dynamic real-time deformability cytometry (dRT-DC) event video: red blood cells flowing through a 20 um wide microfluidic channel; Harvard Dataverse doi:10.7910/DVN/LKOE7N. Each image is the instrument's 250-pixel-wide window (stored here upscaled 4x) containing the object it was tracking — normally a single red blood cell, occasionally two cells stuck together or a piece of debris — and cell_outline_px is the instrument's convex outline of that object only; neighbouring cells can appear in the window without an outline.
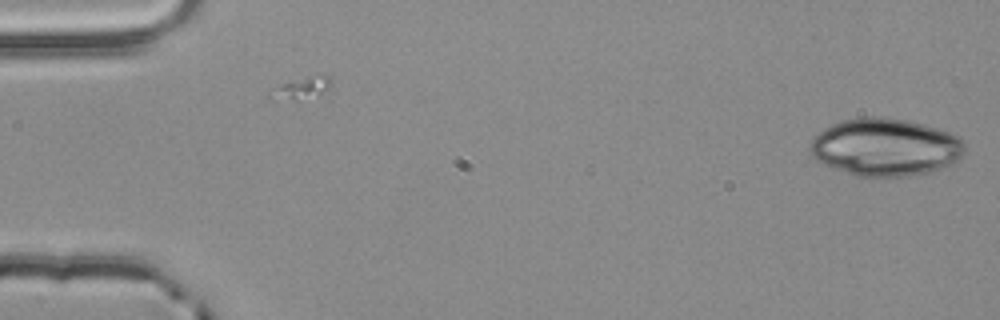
{"species": "common noctule bat (a hibernating species)", "species_latin": "Nyctalus noctula", "temperature_condition": "room temperature", "stored_images_in_passage": 53, "camera_frame_rate_fps": 3000, "um_per_image_px": 0.085, "animal": {"sex": "male", "body_mass_g": 20.4}, "frame": {"image": 1, "passage_image": 1, "time_ms": 0.0, "image_size_px": [1000, 320], "cell_outline_px": [[964, 152], [956, 160], [940, 168], [928, 172], [908, 176], [860, 176], [832, 168], [816, 160], [812, 156], [808, 148], [812, 140], [824, 128], [840, 120], [860, 116], [880, 116], [908, 120], [924, 124], [948, 132], [964, 140]], "centroid_in_image_um": [75.21, 12.49], "position_along_channel_um": 9.8, "area_um2": 51.79}}
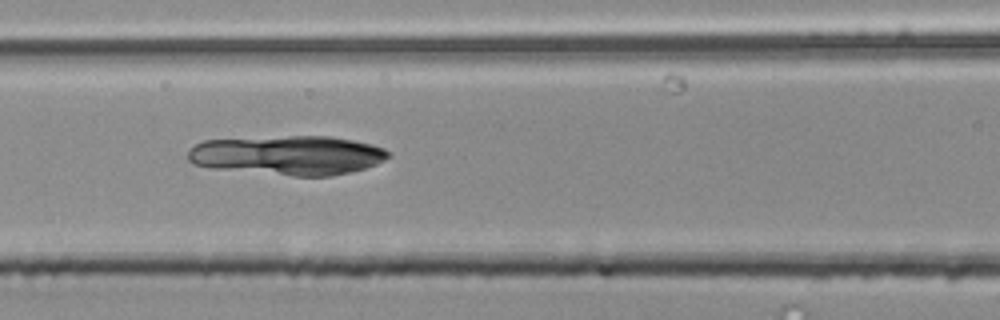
{"frame": {"image": 2, "passage_image": 23, "time_ms": 7.333, "image_size_px": [1000, 320], "cell_outline_px": [[392, 156], [376, 164], [364, 168], [332, 176], [292, 176], [212, 168], [192, 164], [188, 160], [188, 148], [204, 140], [288, 136], [328, 136], [352, 140], [372, 144], [384, 148], [392, 152]], "centroid_in_image_um": [24.47, 13.19], "position_along_channel_um": 142.1, "area_um2": 46.12}}
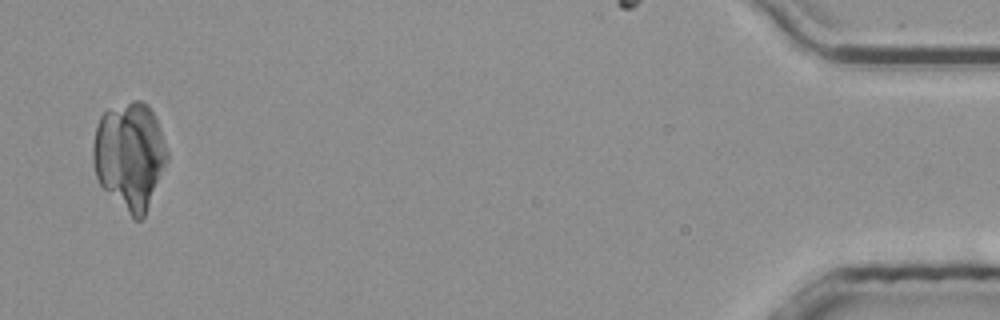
{"frame": {"image": 3, "passage_image": 52, "time_ms": 17.0, "image_size_px": [1000, 320], "cell_outline_px": [[168, 160], [144, 216], [140, 220], [132, 220], [100, 184], [96, 176], [92, 160], [92, 148], [96, 124], [100, 116], [108, 108], [132, 100], [140, 100], [148, 104], [160, 128], [168, 152]], "centroid_in_image_um": [11.0, 13.23], "position_along_channel_um": 424.2, "area_um2": 46.64}}